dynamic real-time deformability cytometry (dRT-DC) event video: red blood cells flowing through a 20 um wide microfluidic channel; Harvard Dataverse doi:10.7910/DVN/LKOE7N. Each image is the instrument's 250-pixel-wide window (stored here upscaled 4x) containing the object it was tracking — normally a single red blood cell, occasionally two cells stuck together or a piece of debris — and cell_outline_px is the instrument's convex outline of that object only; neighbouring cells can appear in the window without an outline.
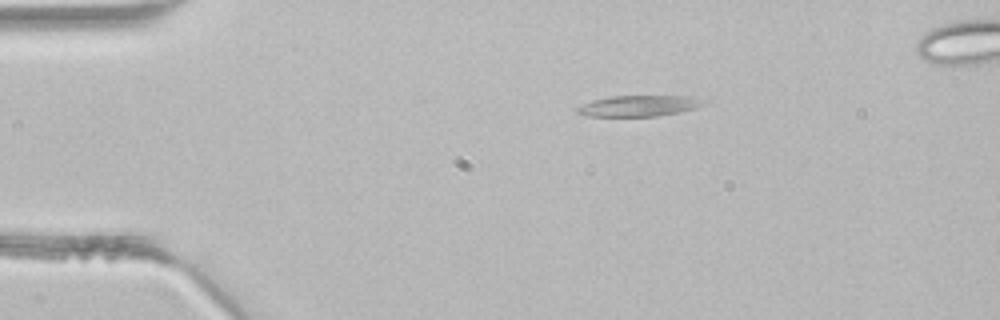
{"species": "common noctule bat (a hibernating species)", "species_latin": "Nyctalus noctula", "temperature_condition": "room temperature", "stored_images_in_passage": 4, "camera_frame_rate_fps": 3000, "um_per_image_px": 0.085, "animal": {"sex": "male", "body_mass_g": 21.5, "forearm_length_mm": 52.0}, "frame": {"image": 1, "passage_image": 2, "time_ms": 0.333, "image_size_px": [1000, 320], "cell_outline_px": [[708, 100], [704, 104], [696, 108], [680, 112], [656, 116], [588, 116], [576, 112], [576, 108], [592, 100], [612, 96], [688, 96]], "centroid_in_image_um": [54.34, 8.99], "position_along_channel_um": 30.7, "area_um2": 15.37}}